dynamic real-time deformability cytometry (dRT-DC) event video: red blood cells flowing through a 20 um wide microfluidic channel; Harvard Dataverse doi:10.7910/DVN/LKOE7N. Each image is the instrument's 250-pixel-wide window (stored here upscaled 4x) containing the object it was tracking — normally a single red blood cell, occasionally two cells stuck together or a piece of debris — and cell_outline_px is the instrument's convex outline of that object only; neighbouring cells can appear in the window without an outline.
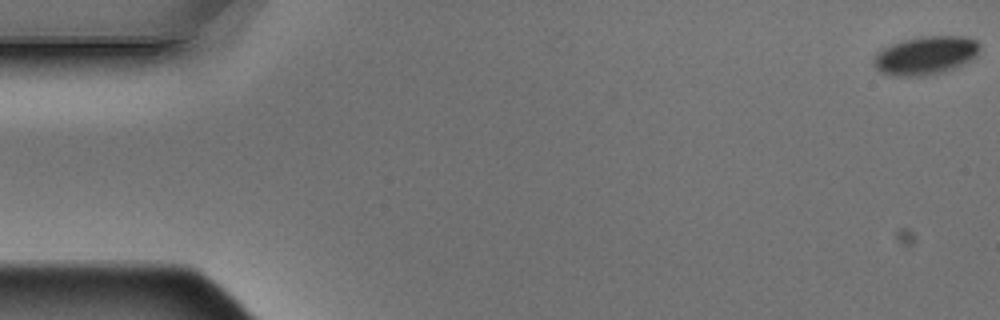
{"species": "Egyptian fruit bat (a non-hibernating species)", "species_latin": "Rousettus aegyptiacus", "temperature_condition": "warm", "stored_images_in_passage": 6, "segment_of_instrument_passage": [1, 2], "camera_frame_rate_fps": 3000, "um_per_image_px": 0.085, "animal": {"sex": "male"}, "frame": {"image": 1, "passage_image": 1, "time_ms": 0.0, "image_size_px": [1000, 320], "cell_outline_px": [[980, 48], [976, 56], [964, 64], [940, 72], [924, 76], [888, 76], [880, 72], [872, 64], [872, 60], [876, 52], [892, 44], [904, 40], [924, 36], [964, 36], [976, 40], [980, 44]], "centroid_in_image_um": [78.64, 4.72], "position_along_channel_um": 6.4, "area_um2": 23.81}}
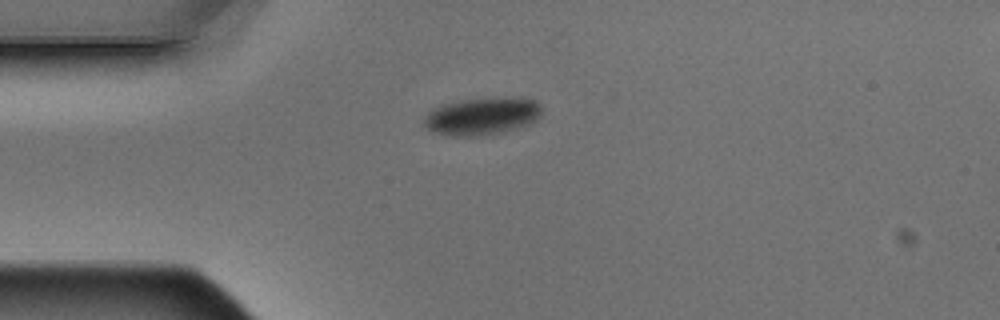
{"frame": {"image": 2, "passage_image": 5, "time_ms": 1.333, "image_size_px": [1000, 320], "cell_outline_px": [[540, 116], [532, 124], [500, 132], [476, 136], [448, 136], [436, 132], [428, 128], [424, 124], [424, 116], [432, 108], [440, 104], [460, 100], [504, 96], [520, 96], [536, 100], [540, 104]], "centroid_in_image_um": [41.0, 9.84], "position_along_channel_um": 44.0, "area_um2": 26.18}}